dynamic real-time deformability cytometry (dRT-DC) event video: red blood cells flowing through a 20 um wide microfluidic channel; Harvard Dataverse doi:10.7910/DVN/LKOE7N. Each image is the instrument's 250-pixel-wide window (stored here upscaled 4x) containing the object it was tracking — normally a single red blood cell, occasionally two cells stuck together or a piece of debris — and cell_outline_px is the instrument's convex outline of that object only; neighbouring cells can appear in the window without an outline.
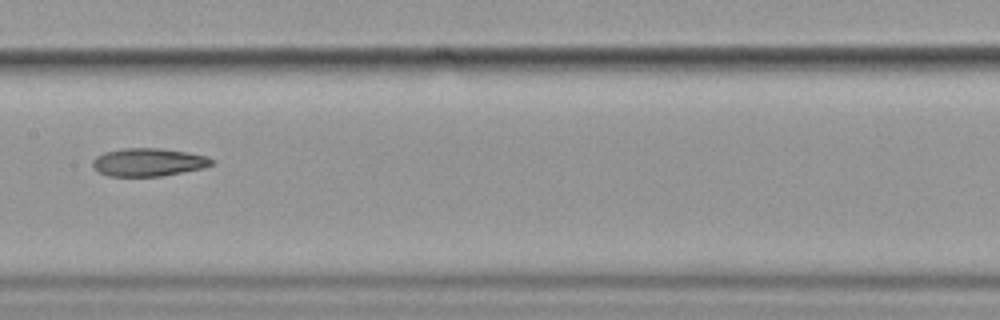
{"species": "common noctule bat (a hibernating species)", "species_latin": "Nyctalus noctula", "temperature_condition": "cold", "stored_images_in_passage": 13, "camera_frame_rate_fps": 3000, "um_per_image_px": 0.085, "animal": {"sex": "female", "body_mass_g": 19.9}, "frame": {"image": 1, "passage_image": 6, "time_ms": 7.0, "image_size_px": [1000, 320], "cell_outline_px": [[216, 160], [212, 164], [204, 168], [160, 176], [108, 176], [100, 172], [92, 164], [92, 160], [96, 156], [104, 152], [124, 148], [164, 148], [188, 152], [208, 156]], "centroid_in_image_um": [12.65, 13.77], "position_along_channel_um": 194.7, "area_um2": 19.54}}
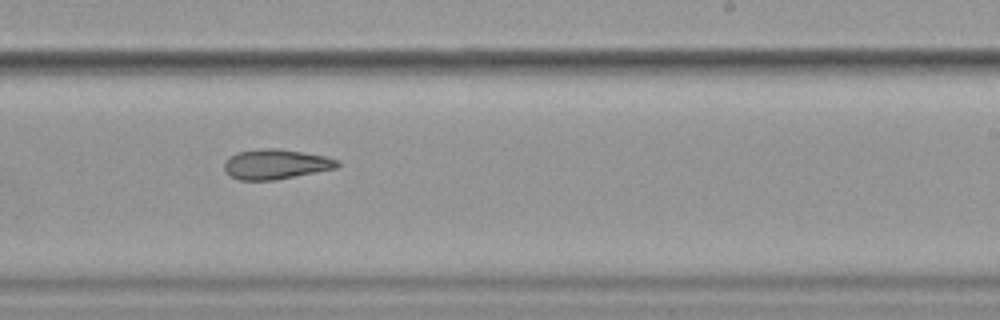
{"frame": {"image": 2, "passage_image": 8, "time_ms": 9.0, "image_size_px": [1000, 320], "cell_outline_px": [[340, 164], [336, 168], [276, 180], [240, 180], [224, 172], [224, 164], [228, 156], [240, 152], [260, 148], [276, 148], [304, 152], [324, 156], [340, 160]], "centroid_in_image_um": [23.44, 13.95], "position_along_channel_um": 265.6, "area_um2": 19.77}, "authors_computed_cell_mechanics": {"area_um2": 20.2878, "velocity_mm_per_s": 3.5453, "shape_relaxation_time_tau1_ms": 9.1239, "shape_relaxation_time_tau2_ms": null, "deformation_change_tau1": 0.1813, "deformation_change_tau2": null}}